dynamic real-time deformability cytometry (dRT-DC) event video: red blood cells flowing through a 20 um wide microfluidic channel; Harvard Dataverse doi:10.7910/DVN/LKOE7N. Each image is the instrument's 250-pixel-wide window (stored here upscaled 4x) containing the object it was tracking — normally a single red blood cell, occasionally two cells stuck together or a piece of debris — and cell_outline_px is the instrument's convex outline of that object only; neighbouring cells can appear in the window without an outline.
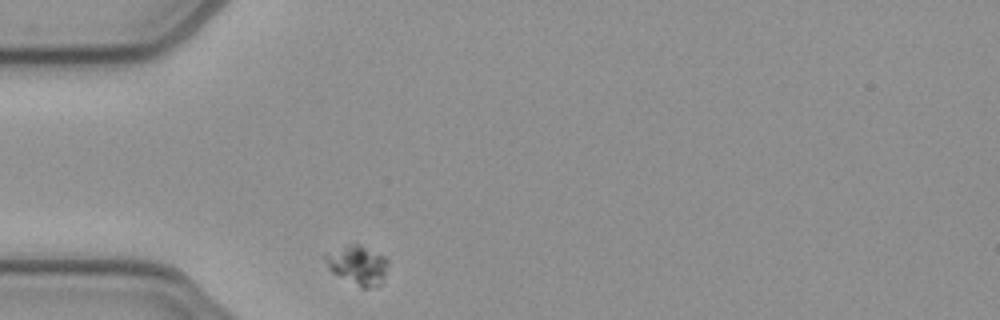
{"species": "common noctule bat (a hibernating species)", "species_latin": "Nyctalus noctula", "temperature_condition": "cold", "stored_images_in_passage": 31, "camera_frame_rate_fps": 3000, "um_per_image_px": 0.085, "animal": {"sex": "female", "body_mass_g": 21.9}, "frame": {"image": 1, "passage_image": 1, "time_ms": 0.0, "image_size_px": [1000, 320], "cell_outline_px": [[388, 264], [384, 276], [380, 284], [368, 288], [360, 288], [332, 272], [328, 268], [324, 260], [324, 256], [348, 244], [360, 244], [384, 256], [388, 260]], "centroid_in_image_um": [30.41, 22.54], "position_along_channel_um": 54.6, "area_um2": 14.1}}
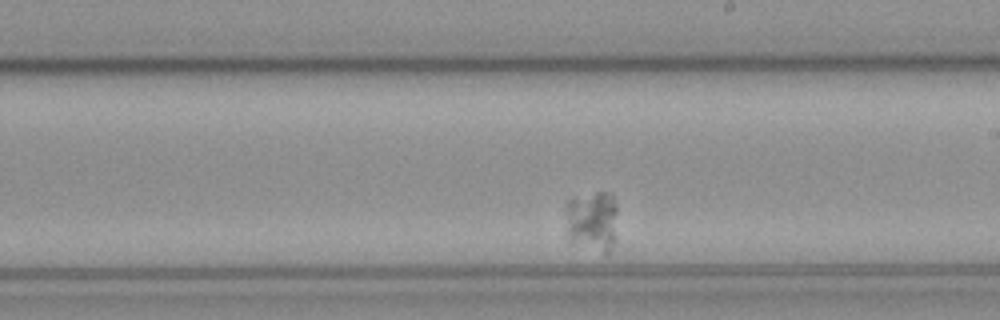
{"frame": {"image": 2, "passage_image": 18, "time_ms": 5.667, "image_size_px": [1000, 320], "cell_outline_px": [[616, 212], [612, 240], [608, 252], [604, 256], [568, 240], [568, 200], [596, 192], [608, 192], [612, 196], [616, 208]], "centroid_in_image_um": [50.34, 18.82], "position_along_channel_um": 238.7, "area_um2": 17.74}}
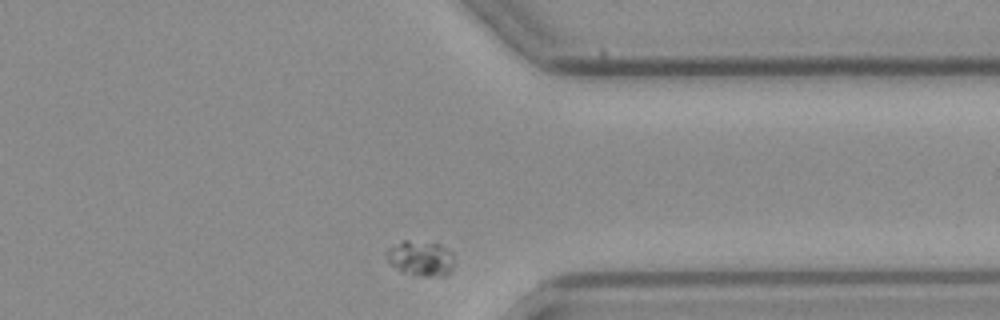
{"frame": {"image": 3, "passage_image": 30, "time_ms": 9.667, "image_size_px": [1000, 320], "cell_outline_px": [[452, 268], [444, 276], [424, 276], [400, 272], [388, 264], [384, 252], [388, 248], [404, 240], [408, 240], [440, 244], [452, 252]], "centroid_in_image_um": [35.69, 21.96], "position_along_channel_um": 375.7, "area_um2": 13.99}}